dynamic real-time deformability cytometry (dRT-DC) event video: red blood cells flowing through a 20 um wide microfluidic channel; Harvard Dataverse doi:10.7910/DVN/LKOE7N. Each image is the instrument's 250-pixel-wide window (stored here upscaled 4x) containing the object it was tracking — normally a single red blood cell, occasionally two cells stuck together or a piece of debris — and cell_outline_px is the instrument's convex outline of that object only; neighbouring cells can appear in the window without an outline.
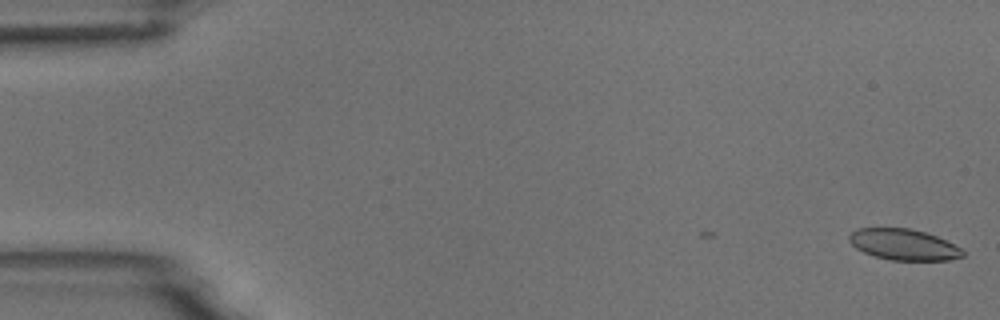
{"species": "common noctule bat (a hibernating species)", "species_latin": "Nyctalus noctula", "temperature_condition": "room temperature", "stored_images_in_passage": 38, "camera_frame_rate_fps": 3000, "um_per_image_px": 0.085, "animal": {"sex": "male", "body_mass_g": 18.8}, "frame": {"image": 1, "passage_image": 1, "time_ms": 0.0, "image_size_px": [1000, 320], "cell_outline_px": [[964, 256], [948, 260], [892, 260], [872, 256], [856, 248], [848, 240], [848, 236], [856, 228], [908, 228], [924, 232], [936, 236], [960, 248], [964, 252]], "centroid_in_image_um": [76.77, 20.79], "position_along_channel_um": 8.2, "area_um2": 20.4}}
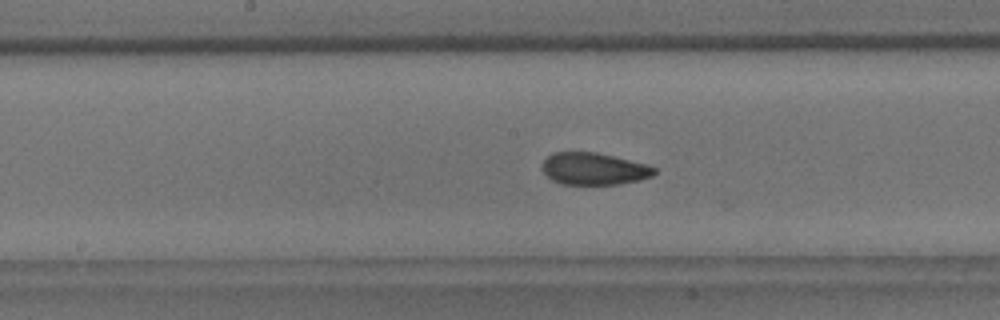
{"frame": {"image": 2, "passage_image": 28, "time_ms": 9.0, "image_size_px": [1000, 320], "cell_outline_px": [[656, 172], [652, 176], [640, 180], [620, 184], [560, 184], [552, 180], [540, 168], [544, 160], [552, 152], [596, 152], [648, 164], [656, 168]], "centroid_in_image_um": [50.48, 14.34], "position_along_channel_um": 197.7, "area_um2": 21.1}}
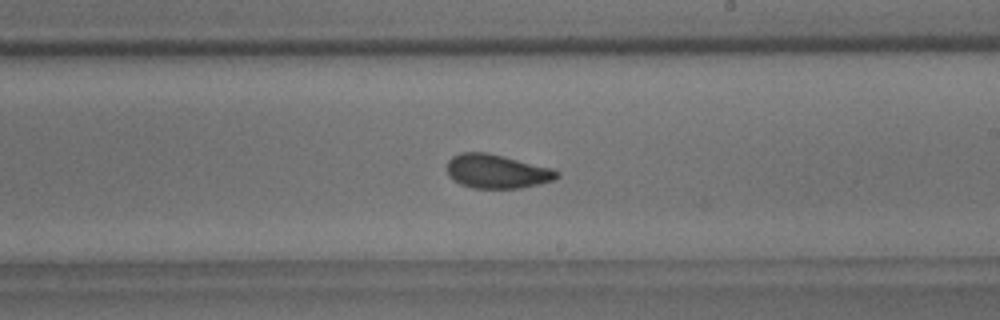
{"frame": {"image": 3, "passage_image": 32, "time_ms": 10.333, "image_size_px": [1000, 320], "cell_outline_px": [[560, 176], [552, 180], [540, 184], [520, 188], [472, 188], [460, 184], [448, 176], [448, 160], [452, 156], [460, 152], [488, 152], [552, 168], [560, 172]], "centroid_in_image_um": [42.23, 14.56], "position_along_channel_um": 246.8, "area_um2": 21.85}}